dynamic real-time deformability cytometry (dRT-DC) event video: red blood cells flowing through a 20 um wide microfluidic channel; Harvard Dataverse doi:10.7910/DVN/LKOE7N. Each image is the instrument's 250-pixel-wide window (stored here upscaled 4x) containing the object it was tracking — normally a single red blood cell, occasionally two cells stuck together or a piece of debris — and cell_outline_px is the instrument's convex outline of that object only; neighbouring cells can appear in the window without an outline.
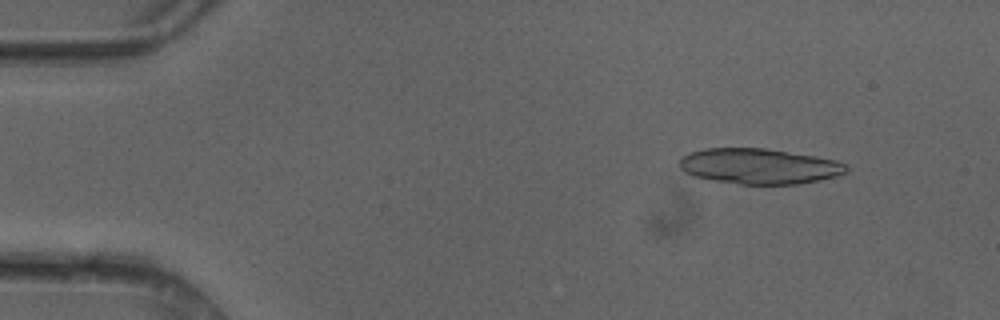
{"species": "common noctule bat (a hibernating species)", "species_latin": "Nyctalus noctula", "temperature_condition": "cold", "stored_images_in_passage": 48, "camera_frame_rate_fps": 3000, "um_per_image_px": 0.085, "animal": {"sex": "female"}, "frame": {"image": 1, "passage_image": 5, "time_ms": 1.333, "image_size_px": [1000, 320], "cell_outline_px": [[848, 172], [836, 176], [820, 180], [796, 184], [740, 184], [712, 180], [692, 176], [684, 172], [680, 168], [680, 156], [704, 148], [764, 148], [816, 156], [836, 160], [844, 164], [848, 168]], "centroid_in_image_um": [64.51, 14.13], "position_along_channel_um": 20.5, "area_um2": 34.56}}
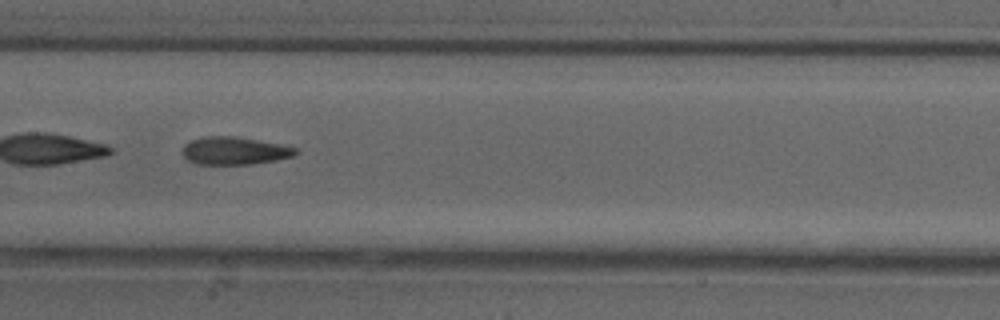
{"frame": {"image": 2, "passage_image": 24, "time_ms": 7.667, "image_size_px": [1000, 320], "cell_outline_px": [[300, 152], [296, 156], [276, 160], [252, 164], [196, 164], [188, 160], [180, 152], [184, 144], [192, 140], [204, 136], [236, 136], [296, 148]], "centroid_in_image_um": [19.91, 12.82], "position_along_channel_um": 187.5, "area_um2": 18.32}}
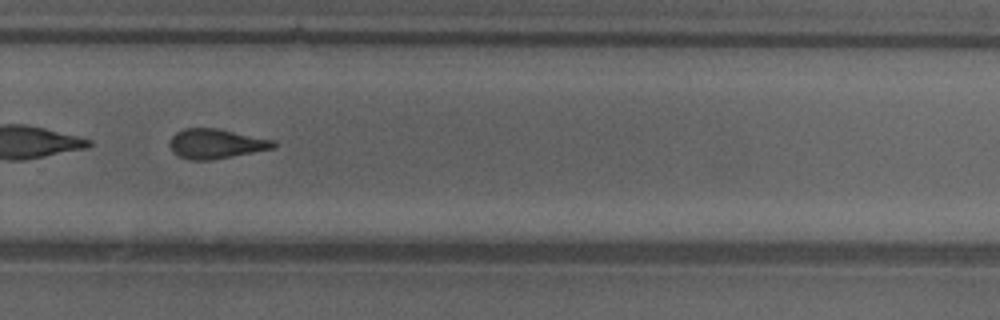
{"frame": {"image": 3, "passage_image": 33, "time_ms": 10.667, "image_size_px": [1000, 320], "cell_outline_px": [[276, 148], [232, 156], [208, 160], [192, 160], [180, 156], [172, 152], [168, 144], [172, 136], [176, 132], [184, 128], [216, 128], [276, 140]], "centroid_in_image_um": [18.36, 12.21], "position_along_channel_um": 311.4, "area_um2": 17.98}, "authors_computed_cell_mechanics": {"area_um2": 18.8717, "velocity_mm_per_s": 4.1639, "shape_relaxation_time_tau1_ms": 8.5182, "shape_relaxation_time_tau2_ms": 2.8658, "deformation_change_tau1": 0.22, "deformation_change_tau2": 0.1326}}